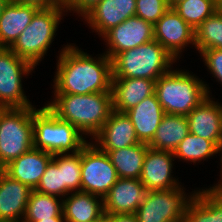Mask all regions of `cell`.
<instances>
[{"instance_id":"6da1fadb","label":"cell","mask_w":222,"mask_h":222,"mask_svg":"<svg viewBox=\"0 0 222 222\" xmlns=\"http://www.w3.org/2000/svg\"><path fill=\"white\" fill-rule=\"evenodd\" d=\"M58 51L53 94L111 92L112 60L103 52L95 57L74 43Z\"/></svg>"},{"instance_id":"7a4b0ae2","label":"cell","mask_w":222,"mask_h":222,"mask_svg":"<svg viewBox=\"0 0 222 222\" xmlns=\"http://www.w3.org/2000/svg\"><path fill=\"white\" fill-rule=\"evenodd\" d=\"M52 97L45 106L59 119L74 125L90 141L113 111L111 92L52 94Z\"/></svg>"},{"instance_id":"3957f363","label":"cell","mask_w":222,"mask_h":222,"mask_svg":"<svg viewBox=\"0 0 222 222\" xmlns=\"http://www.w3.org/2000/svg\"><path fill=\"white\" fill-rule=\"evenodd\" d=\"M210 89L209 83L193 72L173 67L156 80L154 93L165 114L187 116L208 96H213Z\"/></svg>"},{"instance_id":"277c9868","label":"cell","mask_w":222,"mask_h":222,"mask_svg":"<svg viewBox=\"0 0 222 222\" xmlns=\"http://www.w3.org/2000/svg\"><path fill=\"white\" fill-rule=\"evenodd\" d=\"M66 15L64 5L40 8L9 48L36 68L52 47L58 27Z\"/></svg>"},{"instance_id":"5b68a950","label":"cell","mask_w":222,"mask_h":222,"mask_svg":"<svg viewBox=\"0 0 222 222\" xmlns=\"http://www.w3.org/2000/svg\"><path fill=\"white\" fill-rule=\"evenodd\" d=\"M176 62V63H175ZM177 65L174 57L156 40L118 53L112 59V78L158 80Z\"/></svg>"},{"instance_id":"8992f818","label":"cell","mask_w":222,"mask_h":222,"mask_svg":"<svg viewBox=\"0 0 222 222\" xmlns=\"http://www.w3.org/2000/svg\"><path fill=\"white\" fill-rule=\"evenodd\" d=\"M33 147L52 155L76 153L89 141L72 124L59 119L45 105L33 114Z\"/></svg>"},{"instance_id":"52a82bcc","label":"cell","mask_w":222,"mask_h":222,"mask_svg":"<svg viewBox=\"0 0 222 222\" xmlns=\"http://www.w3.org/2000/svg\"><path fill=\"white\" fill-rule=\"evenodd\" d=\"M36 106L0 108V169L33 147Z\"/></svg>"},{"instance_id":"ba28073f","label":"cell","mask_w":222,"mask_h":222,"mask_svg":"<svg viewBox=\"0 0 222 222\" xmlns=\"http://www.w3.org/2000/svg\"><path fill=\"white\" fill-rule=\"evenodd\" d=\"M34 70L31 63L10 48L0 47V108L35 106L23 88V79L32 75Z\"/></svg>"},{"instance_id":"9c48e42d","label":"cell","mask_w":222,"mask_h":222,"mask_svg":"<svg viewBox=\"0 0 222 222\" xmlns=\"http://www.w3.org/2000/svg\"><path fill=\"white\" fill-rule=\"evenodd\" d=\"M197 191L198 188L186 192L183 185L169 190L149 191L146 201L135 213L138 222H183Z\"/></svg>"},{"instance_id":"30bf717a","label":"cell","mask_w":222,"mask_h":222,"mask_svg":"<svg viewBox=\"0 0 222 222\" xmlns=\"http://www.w3.org/2000/svg\"><path fill=\"white\" fill-rule=\"evenodd\" d=\"M117 180L107 153L88 141L81 149V191L103 198Z\"/></svg>"},{"instance_id":"8fae6325","label":"cell","mask_w":222,"mask_h":222,"mask_svg":"<svg viewBox=\"0 0 222 222\" xmlns=\"http://www.w3.org/2000/svg\"><path fill=\"white\" fill-rule=\"evenodd\" d=\"M101 38L107 47L104 53L112 60L118 53L154 40V28L152 23L135 15L111 28Z\"/></svg>"},{"instance_id":"7c38bea8","label":"cell","mask_w":222,"mask_h":222,"mask_svg":"<svg viewBox=\"0 0 222 222\" xmlns=\"http://www.w3.org/2000/svg\"><path fill=\"white\" fill-rule=\"evenodd\" d=\"M153 28L154 40L178 62L187 47L195 48V31L173 8H169Z\"/></svg>"},{"instance_id":"4fadbf2b","label":"cell","mask_w":222,"mask_h":222,"mask_svg":"<svg viewBox=\"0 0 222 222\" xmlns=\"http://www.w3.org/2000/svg\"><path fill=\"white\" fill-rule=\"evenodd\" d=\"M175 160L173 152L147 149L140 181L148 191L169 190L184 185L177 176L173 177Z\"/></svg>"},{"instance_id":"5bb4252c","label":"cell","mask_w":222,"mask_h":222,"mask_svg":"<svg viewBox=\"0 0 222 222\" xmlns=\"http://www.w3.org/2000/svg\"><path fill=\"white\" fill-rule=\"evenodd\" d=\"M136 0H100L80 19L102 37L111 28L135 16Z\"/></svg>"},{"instance_id":"9a60e30c","label":"cell","mask_w":222,"mask_h":222,"mask_svg":"<svg viewBox=\"0 0 222 222\" xmlns=\"http://www.w3.org/2000/svg\"><path fill=\"white\" fill-rule=\"evenodd\" d=\"M148 193L140 179L118 178L103 197L104 214H135Z\"/></svg>"},{"instance_id":"2e32d148","label":"cell","mask_w":222,"mask_h":222,"mask_svg":"<svg viewBox=\"0 0 222 222\" xmlns=\"http://www.w3.org/2000/svg\"><path fill=\"white\" fill-rule=\"evenodd\" d=\"M208 96L186 117L189 133L211 140L217 147L222 141V102Z\"/></svg>"},{"instance_id":"e0dca14e","label":"cell","mask_w":222,"mask_h":222,"mask_svg":"<svg viewBox=\"0 0 222 222\" xmlns=\"http://www.w3.org/2000/svg\"><path fill=\"white\" fill-rule=\"evenodd\" d=\"M102 151L126 148L141 143L125 113L112 111L100 131L91 140Z\"/></svg>"},{"instance_id":"ac0fdd59","label":"cell","mask_w":222,"mask_h":222,"mask_svg":"<svg viewBox=\"0 0 222 222\" xmlns=\"http://www.w3.org/2000/svg\"><path fill=\"white\" fill-rule=\"evenodd\" d=\"M53 156L46 151L32 147L9 162L2 170L11 178L35 190Z\"/></svg>"},{"instance_id":"d6986e66","label":"cell","mask_w":222,"mask_h":222,"mask_svg":"<svg viewBox=\"0 0 222 222\" xmlns=\"http://www.w3.org/2000/svg\"><path fill=\"white\" fill-rule=\"evenodd\" d=\"M155 80L142 78H112V109L125 113L155 92Z\"/></svg>"},{"instance_id":"ffe728a7","label":"cell","mask_w":222,"mask_h":222,"mask_svg":"<svg viewBox=\"0 0 222 222\" xmlns=\"http://www.w3.org/2000/svg\"><path fill=\"white\" fill-rule=\"evenodd\" d=\"M32 189L0 169V219H24Z\"/></svg>"},{"instance_id":"44dd1931","label":"cell","mask_w":222,"mask_h":222,"mask_svg":"<svg viewBox=\"0 0 222 222\" xmlns=\"http://www.w3.org/2000/svg\"><path fill=\"white\" fill-rule=\"evenodd\" d=\"M125 114L131 120L138 140L149 144L155 136L156 130L165 115V111L154 93L125 112Z\"/></svg>"},{"instance_id":"7402d4cb","label":"cell","mask_w":222,"mask_h":222,"mask_svg":"<svg viewBox=\"0 0 222 222\" xmlns=\"http://www.w3.org/2000/svg\"><path fill=\"white\" fill-rule=\"evenodd\" d=\"M39 9L34 5L9 0L0 15V47L9 48L30 24Z\"/></svg>"},{"instance_id":"603a6c76","label":"cell","mask_w":222,"mask_h":222,"mask_svg":"<svg viewBox=\"0 0 222 222\" xmlns=\"http://www.w3.org/2000/svg\"><path fill=\"white\" fill-rule=\"evenodd\" d=\"M65 222H95L103 214V198L84 191L68 194L63 199Z\"/></svg>"},{"instance_id":"cb8c5ba5","label":"cell","mask_w":222,"mask_h":222,"mask_svg":"<svg viewBox=\"0 0 222 222\" xmlns=\"http://www.w3.org/2000/svg\"><path fill=\"white\" fill-rule=\"evenodd\" d=\"M183 222H222V197L213 189L198 188Z\"/></svg>"},{"instance_id":"d4e9b609","label":"cell","mask_w":222,"mask_h":222,"mask_svg":"<svg viewBox=\"0 0 222 222\" xmlns=\"http://www.w3.org/2000/svg\"><path fill=\"white\" fill-rule=\"evenodd\" d=\"M188 133L189 123L186 116L165 114L148 146L155 150L174 152Z\"/></svg>"},{"instance_id":"484cf974","label":"cell","mask_w":222,"mask_h":222,"mask_svg":"<svg viewBox=\"0 0 222 222\" xmlns=\"http://www.w3.org/2000/svg\"><path fill=\"white\" fill-rule=\"evenodd\" d=\"M148 148V144L141 142L126 148L104 152L115 167L118 178L140 179Z\"/></svg>"},{"instance_id":"4316f807","label":"cell","mask_w":222,"mask_h":222,"mask_svg":"<svg viewBox=\"0 0 222 222\" xmlns=\"http://www.w3.org/2000/svg\"><path fill=\"white\" fill-rule=\"evenodd\" d=\"M217 152L218 147L211 140L188 133L174 150L173 155L180 162H190L196 166L198 163L202 164L212 157H217Z\"/></svg>"},{"instance_id":"83f0119b","label":"cell","mask_w":222,"mask_h":222,"mask_svg":"<svg viewBox=\"0 0 222 222\" xmlns=\"http://www.w3.org/2000/svg\"><path fill=\"white\" fill-rule=\"evenodd\" d=\"M62 208V198L32 190L23 221H39L63 217Z\"/></svg>"},{"instance_id":"f1b7e54d","label":"cell","mask_w":222,"mask_h":222,"mask_svg":"<svg viewBox=\"0 0 222 222\" xmlns=\"http://www.w3.org/2000/svg\"><path fill=\"white\" fill-rule=\"evenodd\" d=\"M222 49V10L206 18L195 30V49Z\"/></svg>"},{"instance_id":"f546056e","label":"cell","mask_w":222,"mask_h":222,"mask_svg":"<svg viewBox=\"0 0 222 222\" xmlns=\"http://www.w3.org/2000/svg\"><path fill=\"white\" fill-rule=\"evenodd\" d=\"M172 8L194 31L218 10L215 0H182Z\"/></svg>"},{"instance_id":"4dcf8cb0","label":"cell","mask_w":222,"mask_h":222,"mask_svg":"<svg viewBox=\"0 0 222 222\" xmlns=\"http://www.w3.org/2000/svg\"><path fill=\"white\" fill-rule=\"evenodd\" d=\"M35 190L62 199L66 197V184H63L62 177V154L53 156Z\"/></svg>"},{"instance_id":"1f68e13d","label":"cell","mask_w":222,"mask_h":222,"mask_svg":"<svg viewBox=\"0 0 222 222\" xmlns=\"http://www.w3.org/2000/svg\"><path fill=\"white\" fill-rule=\"evenodd\" d=\"M62 177L66 184V196L81 191V150L62 154Z\"/></svg>"},{"instance_id":"d6a6232c","label":"cell","mask_w":222,"mask_h":222,"mask_svg":"<svg viewBox=\"0 0 222 222\" xmlns=\"http://www.w3.org/2000/svg\"><path fill=\"white\" fill-rule=\"evenodd\" d=\"M169 8L167 0H136L135 15L154 25Z\"/></svg>"},{"instance_id":"836d02e7","label":"cell","mask_w":222,"mask_h":222,"mask_svg":"<svg viewBox=\"0 0 222 222\" xmlns=\"http://www.w3.org/2000/svg\"><path fill=\"white\" fill-rule=\"evenodd\" d=\"M199 54L206 66L205 69L214 77L212 80L216 79L215 81L222 86V49H204Z\"/></svg>"},{"instance_id":"e575fe53","label":"cell","mask_w":222,"mask_h":222,"mask_svg":"<svg viewBox=\"0 0 222 222\" xmlns=\"http://www.w3.org/2000/svg\"><path fill=\"white\" fill-rule=\"evenodd\" d=\"M100 0H64L67 14L76 15L81 18L91 7ZM75 13V14H73Z\"/></svg>"},{"instance_id":"d590c367","label":"cell","mask_w":222,"mask_h":222,"mask_svg":"<svg viewBox=\"0 0 222 222\" xmlns=\"http://www.w3.org/2000/svg\"><path fill=\"white\" fill-rule=\"evenodd\" d=\"M20 4L34 5L38 8H49L55 5H64V0H11Z\"/></svg>"},{"instance_id":"8d00e7d4","label":"cell","mask_w":222,"mask_h":222,"mask_svg":"<svg viewBox=\"0 0 222 222\" xmlns=\"http://www.w3.org/2000/svg\"><path fill=\"white\" fill-rule=\"evenodd\" d=\"M110 222H138L136 214H106Z\"/></svg>"},{"instance_id":"74e56055","label":"cell","mask_w":222,"mask_h":222,"mask_svg":"<svg viewBox=\"0 0 222 222\" xmlns=\"http://www.w3.org/2000/svg\"><path fill=\"white\" fill-rule=\"evenodd\" d=\"M217 153H219L218 156H220V158L218 159V160H220V162H219L220 164L219 165H221L220 166L221 168H219L220 169V171H219L220 175H218V176H220L219 177L220 179L217 180L216 184L208 186L209 189H213V190L222 187V141H221V143L218 146V152Z\"/></svg>"},{"instance_id":"f35d334b","label":"cell","mask_w":222,"mask_h":222,"mask_svg":"<svg viewBox=\"0 0 222 222\" xmlns=\"http://www.w3.org/2000/svg\"><path fill=\"white\" fill-rule=\"evenodd\" d=\"M24 222H65L64 217H54L49 219H43L39 221H24Z\"/></svg>"},{"instance_id":"ab89813d","label":"cell","mask_w":222,"mask_h":222,"mask_svg":"<svg viewBox=\"0 0 222 222\" xmlns=\"http://www.w3.org/2000/svg\"><path fill=\"white\" fill-rule=\"evenodd\" d=\"M95 222H110V217L106 214H103L98 220Z\"/></svg>"},{"instance_id":"60d3db41","label":"cell","mask_w":222,"mask_h":222,"mask_svg":"<svg viewBox=\"0 0 222 222\" xmlns=\"http://www.w3.org/2000/svg\"><path fill=\"white\" fill-rule=\"evenodd\" d=\"M9 0H0V15L3 11L4 6L8 3Z\"/></svg>"},{"instance_id":"b9f144b4","label":"cell","mask_w":222,"mask_h":222,"mask_svg":"<svg viewBox=\"0 0 222 222\" xmlns=\"http://www.w3.org/2000/svg\"><path fill=\"white\" fill-rule=\"evenodd\" d=\"M182 0H167L170 8H172L176 3L180 2Z\"/></svg>"},{"instance_id":"7bdbcfd3","label":"cell","mask_w":222,"mask_h":222,"mask_svg":"<svg viewBox=\"0 0 222 222\" xmlns=\"http://www.w3.org/2000/svg\"><path fill=\"white\" fill-rule=\"evenodd\" d=\"M218 10H222V0H215Z\"/></svg>"},{"instance_id":"ee69618b","label":"cell","mask_w":222,"mask_h":222,"mask_svg":"<svg viewBox=\"0 0 222 222\" xmlns=\"http://www.w3.org/2000/svg\"><path fill=\"white\" fill-rule=\"evenodd\" d=\"M0 222H24V221L23 220L17 221V220L0 219Z\"/></svg>"},{"instance_id":"f6af8a7d","label":"cell","mask_w":222,"mask_h":222,"mask_svg":"<svg viewBox=\"0 0 222 222\" xmlns=\"http://www.w3.org/2000/svg\"><path fill=\"white\" fill-rule=\"evenodd\" d=\"M215 191L222 197V187L215 189Z\"/></svg>"}]
</instances>
